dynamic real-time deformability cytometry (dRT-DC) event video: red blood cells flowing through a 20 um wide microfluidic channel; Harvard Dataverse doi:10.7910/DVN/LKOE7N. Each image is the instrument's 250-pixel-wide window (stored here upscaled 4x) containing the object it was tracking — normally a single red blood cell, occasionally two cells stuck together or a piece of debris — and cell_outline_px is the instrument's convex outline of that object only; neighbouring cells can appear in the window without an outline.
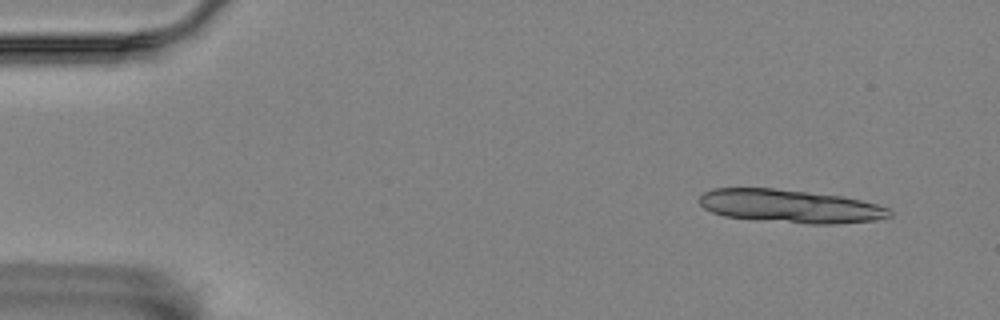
{"species": "Egyptian fruit bat (a non-hibernating species)", "species_latin": "Rousettus aegyptiacus", "temperature_condition": "room temperature", "stored_images_in_passage": 9, "segment_of_instrument_passage": [1, 2], "camera_frame_rate_fps": 3000, "um_per_image_px": 0.085, "animal": {"sex": "female"}, "frame": {"image": 1, "passage_image": 1, "time_ms": 0.0, "image_size_px": [1000, 320], "cell_outline_px": [[892, 216], [876, 220], [836, 224], [808, 224], [724, 216], [712, 212], [704, 208], [700, 204], [700, 196], [704, 192], [712, 188], [772, 188], [840, 196], [860, 200], [876, 204], [888, 208], [892, 212]], "centroid_in_image_um": [67.17, 17.53], "position_along_channel_um": 17.8, "area_um2": 36.53}}